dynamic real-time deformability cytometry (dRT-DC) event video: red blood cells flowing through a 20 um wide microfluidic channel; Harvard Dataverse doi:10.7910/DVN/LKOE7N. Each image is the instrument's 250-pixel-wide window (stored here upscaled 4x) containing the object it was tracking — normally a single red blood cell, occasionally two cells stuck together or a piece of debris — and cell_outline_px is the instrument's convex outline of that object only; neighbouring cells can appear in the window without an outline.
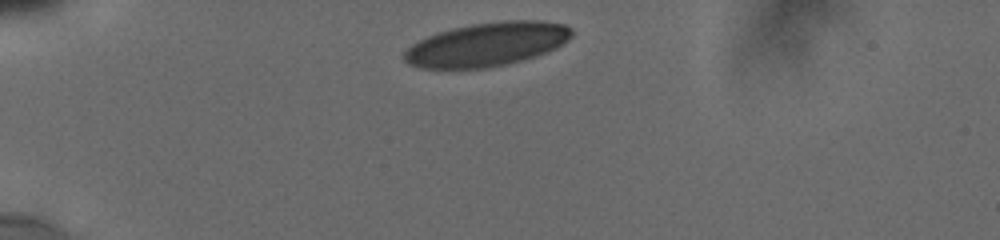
{"species": "human", "species_latin": "Homo sapiens", "temperature_condition": "cold", "stored_images_in_passage": 33, "camera_frame_rate_fps": 3000, "um_per_image_px": 0.085, "donor": {"sex": "male"}, "frame": {"image": 1, "passage_image": 1, "time_ms": 0.0, "image_size_px": [1000, 240], "cell_outline_px": [[572, 36], [568, 40], [556, 48], [508, 64], [484, 68], [420, 68], [408, 64], [404, 60], [404, 52], [412, 44], [436, 32], [452, 28], [472, 24], [504, 20], [536, 20], [564, 24], [572, 28]], "centroid_in_image_um": [41.38, 3.76], "position_along_channel_um": 43.6, "area_um2": 42.48}}
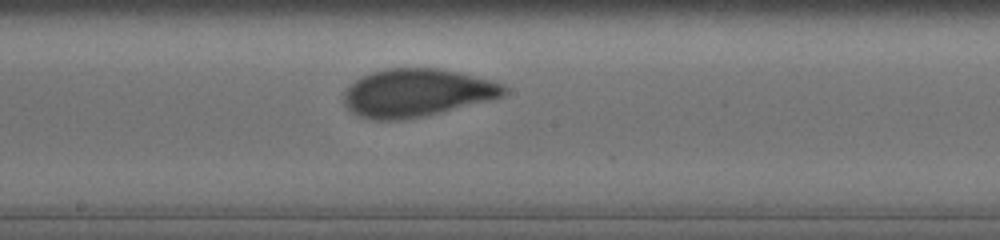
{"frame": {"image": 2, "passage_image": 18, "time_ms": 5.667, "image_size_px": [1000, 240], "cell_outline_px": [[508, 92], [500, 96], [440, 112], [424, 116], [400, 120], [372, 120], [360, 116], [352, 112], [344, 104], [344, 92], [348, 84], [360, 76], [372, 72], [388, 68], [436, 68], [456, 72], [492, 80], [504, 84], [508, 88]], "centroid_in_image_um": [35.36, 7.88], "position_along_channel_um": 212.8, "area_um2": 44.45}}
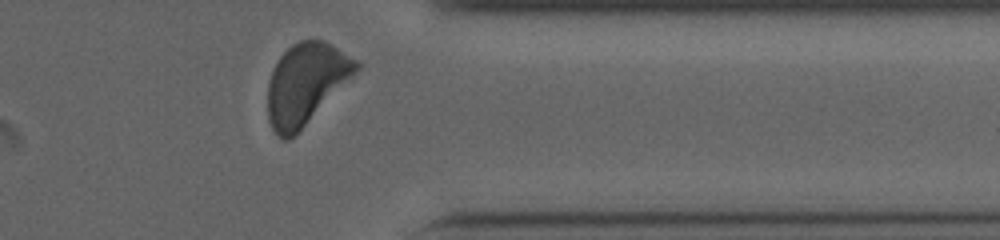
{"frame": {"image": 3, "passage_image": 33, "time_ms": 10.333, "image_size_px": [1000, 240], "cell_outline_px": [[360, 68], [288, 140], [284, 140], [272, 128], [268, 120], [268, 84], [272, 72], [280, 56], [292, 44], [300, 40], [324, 40], [356, 60], [360, 64]], "centroid_in_image_um": [25.97, 7.07], "position_along_channel_um": 385.4, "area_um2": 40.34}, "authors_computed_cell_mechanics": {"area_um2": 43.5812, "velocity_mm_per_s": 3.7838, "shape_relaxation_time_tau1_ms": 3.6177, "shape_relaxation_time_tau2_ms": null, "deformation_change_tau1": 0.1458, "deformation_change_tau2": null}}